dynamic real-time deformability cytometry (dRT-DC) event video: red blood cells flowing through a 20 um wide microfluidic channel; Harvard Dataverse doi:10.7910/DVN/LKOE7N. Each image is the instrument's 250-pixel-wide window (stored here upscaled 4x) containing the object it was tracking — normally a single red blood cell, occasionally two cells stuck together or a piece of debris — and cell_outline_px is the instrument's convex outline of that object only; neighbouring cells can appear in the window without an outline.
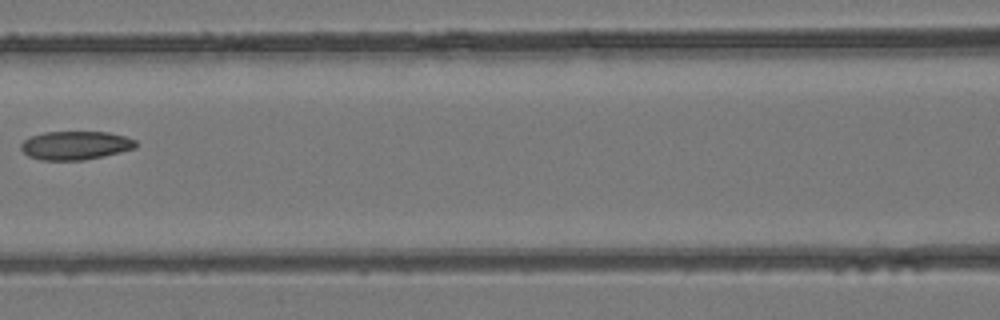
{"species": "common noctule bat (a hibernating species)", "species_latin": "Nyctalus noctula", "temperature_condition": "room temperature", "stored_images_in_passage": 6, "camera_frame_rate_fps": 3000, "um_per_image_px": 0.085, "animal": {"sex": "female", "body_mass_g": 24.6, "forearm_length_mm": 56.2}, "frame": {"image": 1, "passage_image": 6, "time_ms": 1.667, "image_size_px": [1000, 320], "cell_outline_px": [[136, 148], [120, 152], [84, 160], [40, 160], [28, 156], [20, 148], [20, 144], [24, 140], [32, 136], [44, 132], [108, 132], [124, 136], [136, 140]], "centroid_in_image_um": [6.4, 12.36], "position_along_channel_um": 160.2, "area_um2": 19.07}}